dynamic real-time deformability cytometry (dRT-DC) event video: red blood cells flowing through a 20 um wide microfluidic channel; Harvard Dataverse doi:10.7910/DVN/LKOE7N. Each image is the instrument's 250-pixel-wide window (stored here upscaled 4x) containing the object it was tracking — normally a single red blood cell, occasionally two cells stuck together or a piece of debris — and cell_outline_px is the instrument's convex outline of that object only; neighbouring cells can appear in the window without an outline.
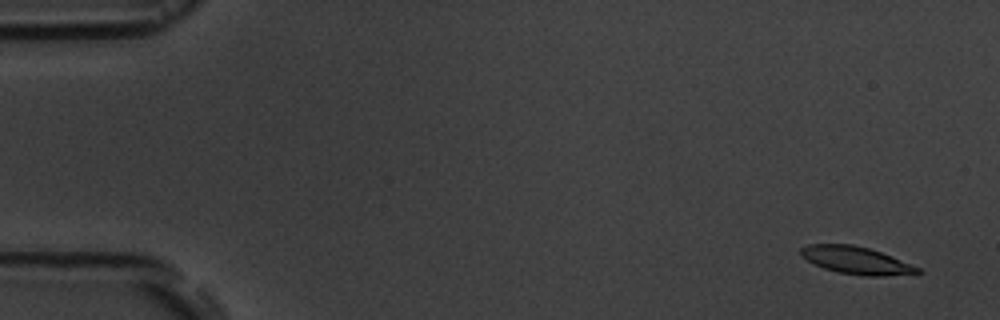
{"species": "common noctule bat (a hibernating species)", "species_latin": "Nyctalus noctula", "temperature_condition": "room temperature", "stored_images_in_passage": 5, "camera_frame_rate_fps": 3000, "um_per_image_px": 0.085, "animal": {"sex": "male", "body_mass_g": 19.5, "forearm_length_mm": 54.6}, "frame": {"image": 1, "passage_image": 1, "time_ms": 0.0, "image_size_px": [1000, 320], "cell_outline_px": [[924, 272], [916, 276], [864, 276], [836, 272], [824, 268], [800, 256], [800, 248], [808, 244], [852, 244], [868, 248], [880, 252], [920, 268]], "centroid_in_image_um": [72.85, 22.16], "position_along_channel_um": 12.2, "area_um2": 18.96}}
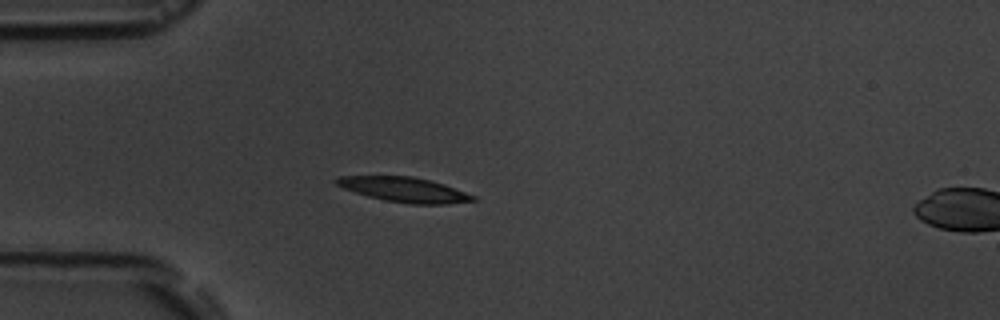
{"frame": {"image": 2, "passage_image": 4, "time_ms": 4.333, "image_size_px": [1000, 320], "cell_outline_px": [[476, 200], [448, 204], [408, 204], [384, 200], [368, 196], [344, 188], [336, 184], [332, 180], [336, 176], [412, 176], [444, 184], [476, 196]], "centroid_in_image_um": [34.34, 16.12], "position_along_channel_um": 50.7, "area_um2": 19.71}}